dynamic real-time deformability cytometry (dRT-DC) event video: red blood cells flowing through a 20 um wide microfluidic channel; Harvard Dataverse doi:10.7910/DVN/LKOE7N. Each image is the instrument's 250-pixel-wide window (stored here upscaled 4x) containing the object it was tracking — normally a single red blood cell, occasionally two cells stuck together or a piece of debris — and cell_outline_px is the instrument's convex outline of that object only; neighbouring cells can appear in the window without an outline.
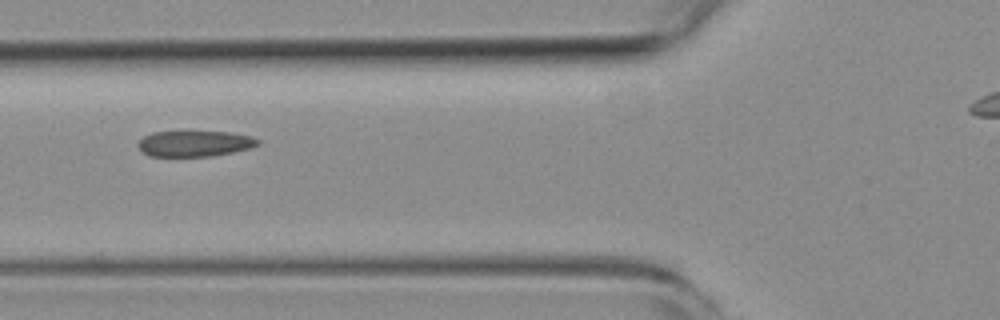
{"species": "common noctule bat (a hibernating species)", "species_latin": "Nyctalus noctula", "temperature_condition": "room temperature", "stored_images_in_passage": 4, "camera_frame_rate_fps": 3000, "um_per_image_px": 0.085, "animal": {"sex": "female", "body_mass_g": 19.3, "forearm_length_mm": 54.1}, "frame": {"image": 1, "passage_image": 2, "time_ms": 1.0, "image_size_px": [1000, 320], "cell_outline_px": [[260, 144], [248, 148], [232, 152], [212, 156], [148, 156], [136, 144], [144, 136], [152, 132], [228, 132], [252, 136], [260, 140]], "centroid_in_image_um": [16.55, 12.2], "position_along_channel_um": 109.3, "area_um2": 17.86}}
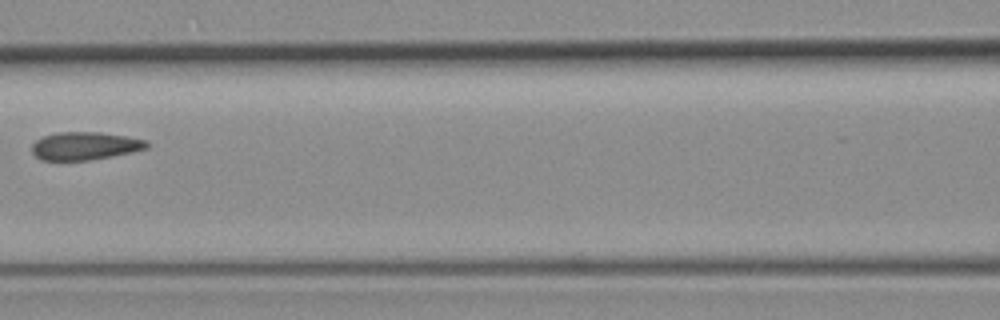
{"frame": {"image": 2, "passage_image": 3, "time_ms": 2.333, "image_size_px": [1000, 320], "cell_outline_px": [[148, 148], [132, 152], [112, 156], [88, 160], [40, 160], [32, 152], [32, 144], [36, 140], [44, 136], [56, 132], [100, 132], [148, 140]], "centroid_in_image_um": [7.21, 12.4], "position_along_channel_um": 159.4, "area_um2": 18.67}}
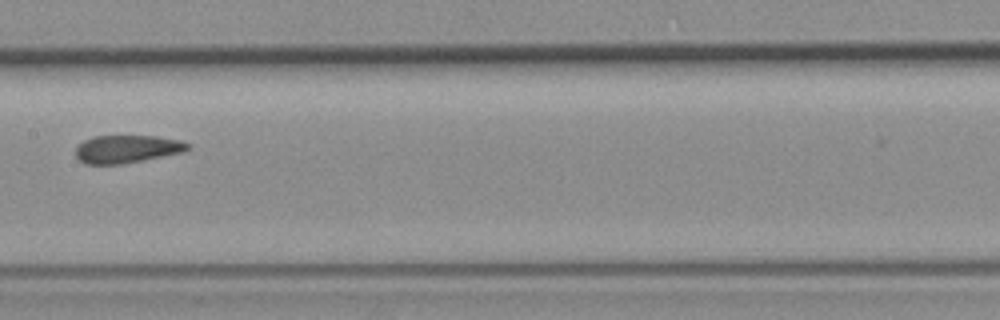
{"frame": {"image": 3, "passage_image": 4, "time_ms": 3.333, "image_size_px": [1000, 320], "cell_outline_px": [[192, 148], [184, 152], [124, 164], [84, 164], [76, 156], [76, 148], [84, 140], [92, 136], [156, 136], [180, 140], [192, 144]], "centroid_in_image_um": [10.84, 12.67], "position_along_channel_um": 196.6, "area_um2": 18.38}}